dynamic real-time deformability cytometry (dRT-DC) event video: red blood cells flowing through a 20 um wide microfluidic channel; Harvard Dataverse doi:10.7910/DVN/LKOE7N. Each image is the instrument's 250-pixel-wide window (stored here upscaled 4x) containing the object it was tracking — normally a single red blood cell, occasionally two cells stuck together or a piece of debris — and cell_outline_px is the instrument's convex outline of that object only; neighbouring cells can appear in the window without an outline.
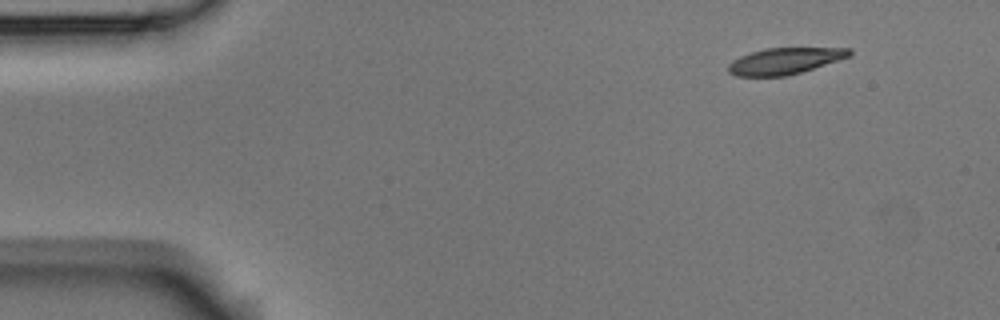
{"species": "Egyptian fruit bat (a non-hibernating species)", "species_latin": "Rousettus aegyptiacus", "temperature_condition": "room temperature", "stored_images_in_passage": 3, "segment_of_instrument_passage": [2, 2], "camera_frame_rate_fps": 3000, "um_per_image_px": 0.085, "animal": {"sex": "male"}, "frame": {"image": 1, "passage_image": 3, "time_ms": 2.333, "image_size_px": [1000, 320], "cell_outline_px": [[852, 56], [800, 72], [784, 76], [736, 76], [728, 72], [728, 64], [732, 60], [740, 56], [764, 48], [852, 48]], "centroid_in_image_um": [66.7, 5.18], "position_along_channel_um": 18.3, "area_um2": 18.55}}